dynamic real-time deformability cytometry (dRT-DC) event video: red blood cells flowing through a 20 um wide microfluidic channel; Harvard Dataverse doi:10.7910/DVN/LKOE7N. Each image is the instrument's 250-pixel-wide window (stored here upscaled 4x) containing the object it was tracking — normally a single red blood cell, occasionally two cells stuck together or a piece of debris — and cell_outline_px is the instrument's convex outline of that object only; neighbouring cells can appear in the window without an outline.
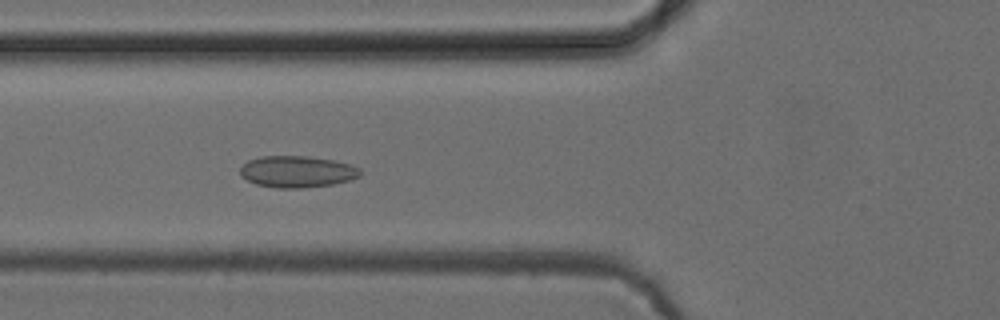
{"species": "common noctule bat (a hibernating species)", "species_latin": "Nyctalus noctula", "temperature_condition": "cold", "stored_images_in_passage": 48, "segment_of_instrument_passage": [1, 2], "camera_frame_rate_fps": 3000, "um_per_image_px": 0.085, "animal": {"sex": "female", "body_mass_g": 24.6, "forearm_length_mm": 56.2}, "frame": {"image": 1, "passage_image": 19, "time_ms": 6.0, "image_size_px": [1000, 320], "cell_outline_px": [[360, 176], [348, 180], [332, 184], [300, 188], [276, 188], [256, 184], [240, 176], [240, 168], [248, 160], [260, 156], [308, 156], [336, 160], [360, 168]], "centroid_in_image_um": [25.23, 14.58], "position_along_channel_um": 100.6, "area_um2": 22.08}}
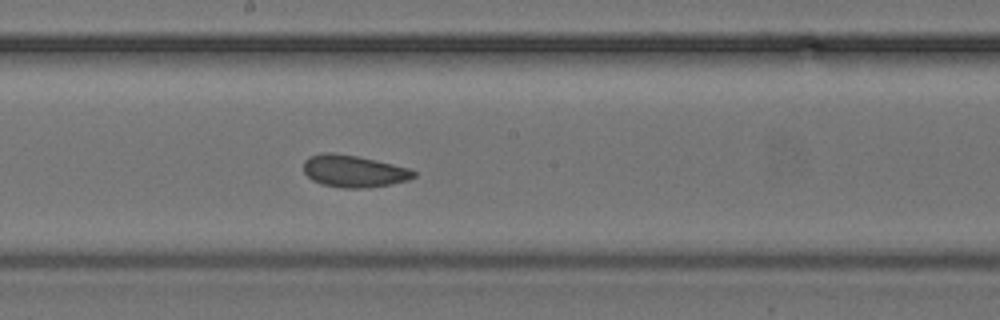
{"frame": {"image": 2, "passage_image": 28, "time_ms": 9.0, "image_size_px": [1000, 320], "cell_outline_px": [[416, 176], [408, 180], [388, 184], [364, 188], [344, 188], [320, 184], [312, 180], [304, 172], [304, 160], [308, 156], [320, 152], [332, 152], [356, 156], [392, 164], [408, 168], [416, 172]], "centroid_in_image_um": [30.01, 14.54], "position_along_channel_um": 218.2, "area_um2": 20.52}}
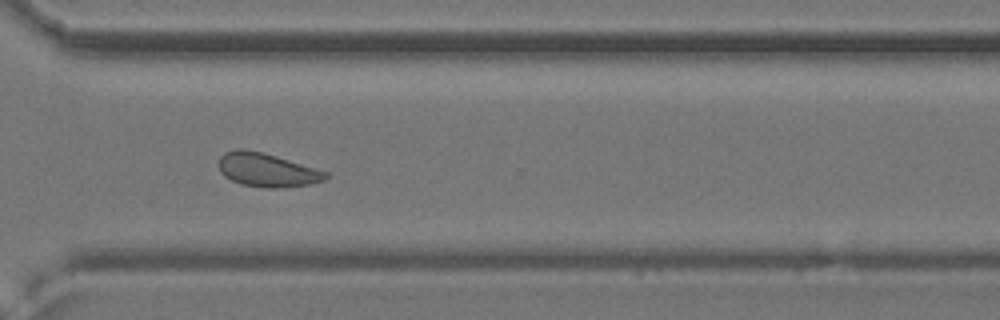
{"frame": {"image": 3, "passage_image": 38, "time_ms": 12.333, "image_size_px": [1000, 320], "cell_outline_px": [[328, 176], [324, 180], [308, 184], [276, 188], [268, 188], [240, 184], [224, 176], [220, 172], [220, 156], [224, 152], [236, 148], [244, 148], [264, 152], [328, 172]], "centroid_in_image_um": [22.66, 14.43], "position_along_channel_um": 347.9, "area_um2": 20.92}}